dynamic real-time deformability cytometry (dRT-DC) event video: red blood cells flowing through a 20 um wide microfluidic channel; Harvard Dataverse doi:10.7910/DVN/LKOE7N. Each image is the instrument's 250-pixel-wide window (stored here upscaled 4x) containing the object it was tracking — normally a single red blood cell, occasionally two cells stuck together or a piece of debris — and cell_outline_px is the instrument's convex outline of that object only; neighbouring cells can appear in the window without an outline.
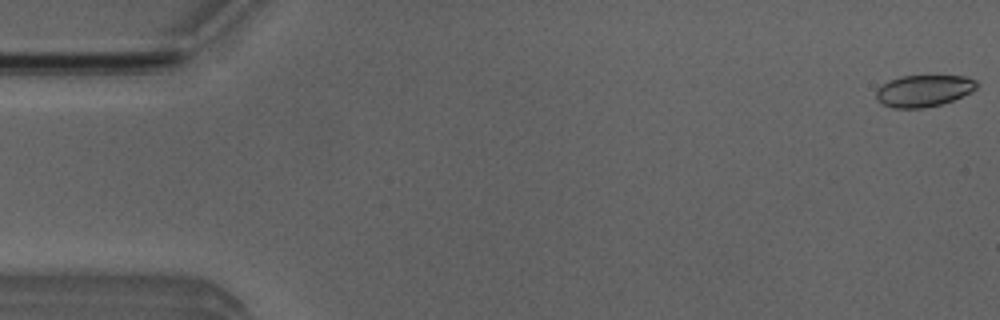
{"species": "Egyptian fruit bat (a non-hibernating species)", "species_latin": "Rousettus aegyptiacus", "temperature_condition": "room temperature", "stored_images_in_passage": 14, "camera_frame_rate_fps": 3000, "um_per_image_px": 0.085, "animal": {"sex": "male"}, "frame": {"image": 1, "passage_image": 1, "time_ms": 0.0, "image_size_px": [1000, 320], "cell_outline_px": [[980, 84], [972, 92], [952, 100], [940, 104], [924, 108], [892, 108], [876, 100], [876, 92], [888, 80], [900, 76], [968, 76], [976, 80]], "centroid_in_image_um": [78.55, 7.71], "position_along_channel_um": 6.5, "area_um2": 18.61}}